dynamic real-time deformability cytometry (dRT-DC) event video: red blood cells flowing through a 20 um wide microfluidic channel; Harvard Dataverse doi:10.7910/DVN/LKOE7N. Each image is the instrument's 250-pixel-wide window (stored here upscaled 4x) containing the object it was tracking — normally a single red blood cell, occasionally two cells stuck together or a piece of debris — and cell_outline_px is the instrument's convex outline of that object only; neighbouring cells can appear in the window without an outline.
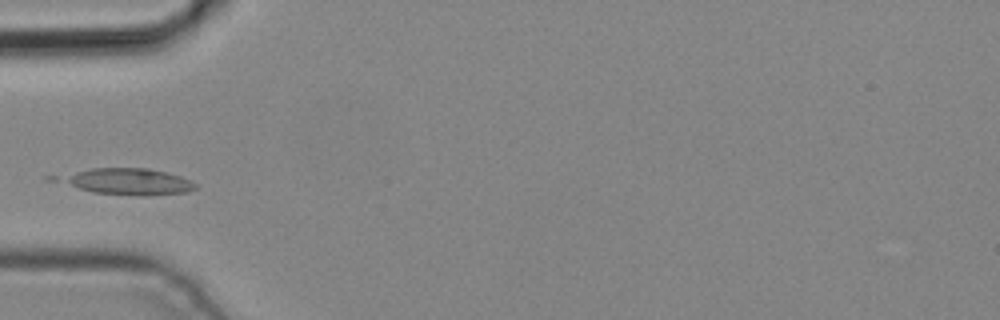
{"species": "common noctule bat (a hibernating species)", "species_latin": "Nyctalus noctula", "temperature_condition": "cold", "stored_images_in_passage": 3, "camera_frame_rate_fps": 3000, "um_per_image_px": 0.085, "animal": {"sex": "male", "body_mass_g": 19.2, "forearm_length_mm": 51.8}, "frame": {"image": 1, "passage_image": 3, "time_ms": 0.667, "image_size_px": [1000, 320], "cell_outline_px": [[196, 188], [188, 192], [144, 196], [92, 192], [80, 188], [64, 180], [68, 176], [76, 172], [92, 168], [148, 168], [180, 176], [196, 184]], "centroid_in_image_um": [11.06, 15.44], "position_along_channel_um": 73.9, "area_um2": 19.88}}